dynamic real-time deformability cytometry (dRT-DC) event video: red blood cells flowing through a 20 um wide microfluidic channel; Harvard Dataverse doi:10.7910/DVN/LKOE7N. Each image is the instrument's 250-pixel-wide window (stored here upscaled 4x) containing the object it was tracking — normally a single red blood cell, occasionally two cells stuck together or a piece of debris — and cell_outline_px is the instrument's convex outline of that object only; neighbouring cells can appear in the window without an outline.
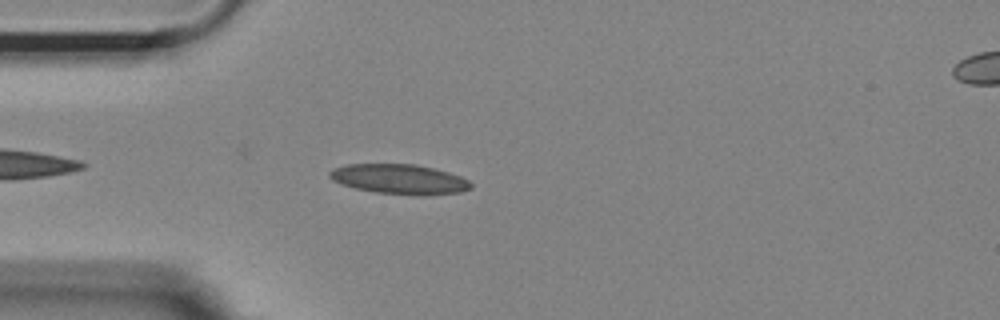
{"species": "Egyptian fruit bat (a non-hibernating species)", "species_latin": "Rousettus aegyptiacus", "temperature_condition": "room temperature", "stored_images_in_passage": 29, "camera_frame_rate_fps": 3000, "um_per_image_px": 0.085, "animal": {"sex": "female"}, "frame": {"image": 1, "passage_image": 5, "time_ms": 1.333, "image_size_px": [1000, 320], "cell_outline_px": [[472, 188], [460, 192], [424, 196], [420, 196], [376, 192], [356, 188], [340, 184], [332, 180], [328, 176], [328, 172], [336, 168], [348, 164], [416, 164], [448, 172], [460, 176], [468, 180], [472, 184]], "centroid_in_image_um": [33.97, 15.24], "position_along_channel_um": 51.0, "area_um2": 24.62}}
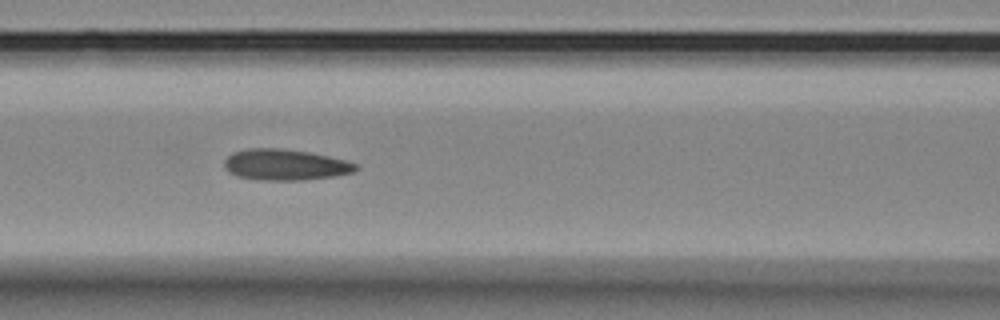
{"frame": {"image": 2, "passage_image": 13, "time_ms": 4.0, "image_size_px": [1000, 320], "cell_outline_px": [[360, 168], [352, 172], [332, 176], [300, 180], [264, 180], [236, 176], [228, 172], [224, 168], [224, 160], [232, 152], [248, 148], [284, 148], [308, 152], [348, 160], [356, 164]], "centroid_in_image_um": [24.21, 13.99], "position_along_channel_um": 142.4, "area_um2": 23.81}}
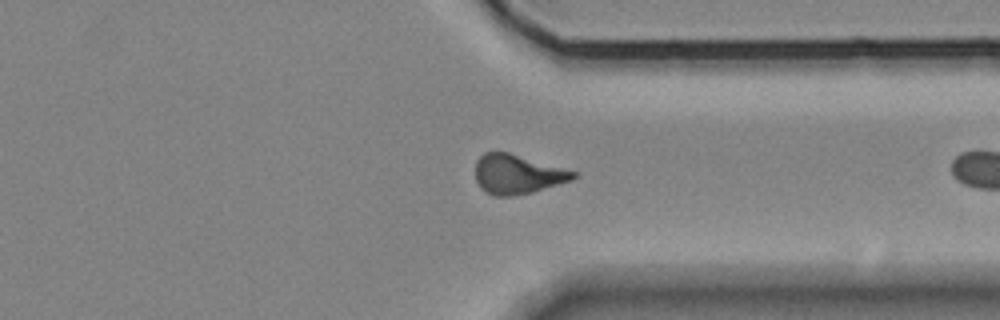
{"frame": {"image": 3, "passage_image": 28, "time_ms": 9.0, "image_size_px": [1000, 320], "cell_outline_px": [[576, 176], [572, 180], [532, 192], [512, 196], [492, 196], [480, 188], [476, 180], [476, 160], [484, 152], [508, 152], [576, 172]], "centroid_in_image_um": [43.93, 14.82], "position_along_channel_um": 367.5, "area_um2": 22.25}}